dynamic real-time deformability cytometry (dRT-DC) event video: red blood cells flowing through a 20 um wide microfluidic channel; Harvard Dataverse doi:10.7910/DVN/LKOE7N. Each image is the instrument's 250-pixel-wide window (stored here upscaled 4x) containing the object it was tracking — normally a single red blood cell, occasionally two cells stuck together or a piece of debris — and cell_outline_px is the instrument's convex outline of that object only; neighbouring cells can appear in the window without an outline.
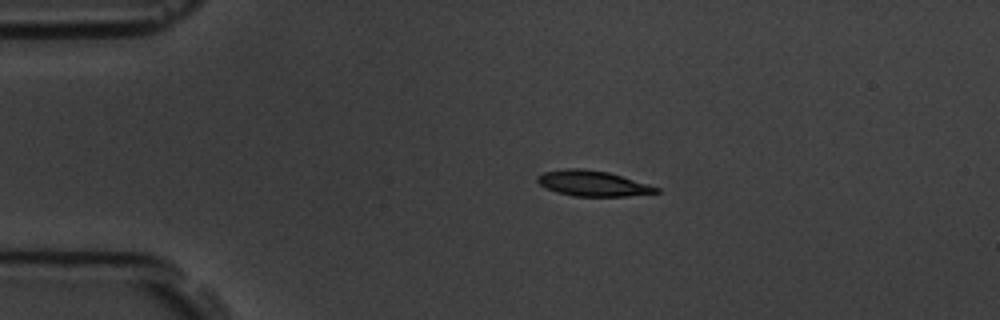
{"species": "common noctule bat (a hibernating species)", "species_latin": "Nyctalus noctula", "temperature_condition": "room temperature", "stored_images_in_passage": 6, "camera_frame_rate_fps": 3000, "um_per_image_px": 0.085, "animal": {"sex": "male", "body_mass_g": 19.5, "forearm_length_mm": 54.6}, "frame": {"image": 1, "passage_image": 2, "time_ms": 1.0, "image_size_px": [1000, 320], "cell_outline_px": [[660, 192], [628, 196], [572, 196], [556, 192], [540, 184], [536, 180], [536, 176], [544, 172], [568, 168], [580, 168], [608, 172], [648, 184], [660, 188]], "centroid_in_image_um": [50.38, 15.59], "position_along_channel_um": 34.6, "area_um2": 17.51}}
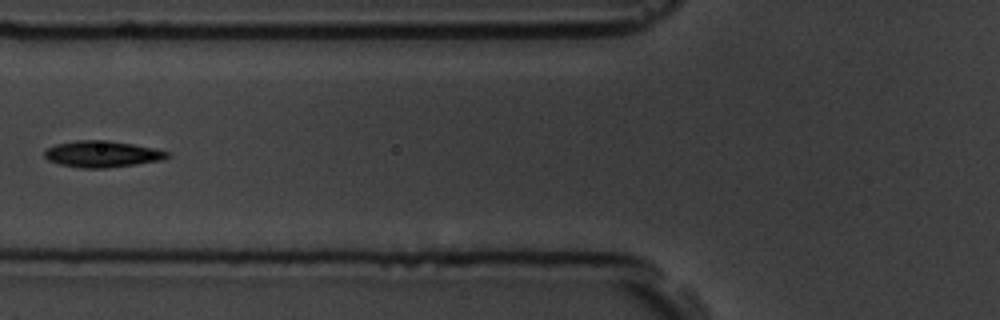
{"frame": {"image": 2, "passage_image": 5, "time_ms": 4.333, "image_size_px": [1000, 320], "cell_outline_px": [[172, 156], [160, 160], [136, 164], [108, 168], [84, 168], [60, 164], [48, 160], [44, 156], [44, 152], [48, 148], [56, 144], [76, 140], [108, 140], [132, 144], [152, 148], [168, 152]], "centroid_in_image_um": [8.67, 13.09], "position_along_channel_um": 117.1, "area_um2": 18.73}}
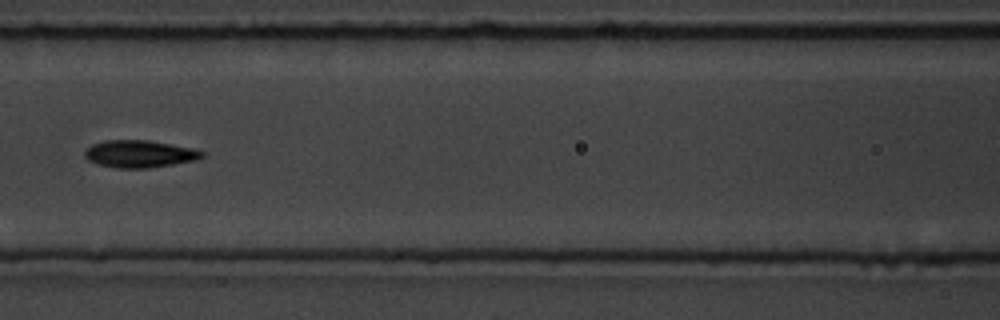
{"frame": {"image": 3, "passage_image": 6, "time_ms": 5.333, "image_size_px": [1000, 320], "cell_outline_px": [[204, 156], [196, 160], [148, 168], [116, 168], [100, 164], [88, 160], [84, 156], [84, 152], [92, 144], [104, 140], [148, 140], [192, 148], [204, 152]], "centroid_in_image_um": [11.85, 13.08], "position_along_channel_um": 154.8, "area_um2": 18.5}}